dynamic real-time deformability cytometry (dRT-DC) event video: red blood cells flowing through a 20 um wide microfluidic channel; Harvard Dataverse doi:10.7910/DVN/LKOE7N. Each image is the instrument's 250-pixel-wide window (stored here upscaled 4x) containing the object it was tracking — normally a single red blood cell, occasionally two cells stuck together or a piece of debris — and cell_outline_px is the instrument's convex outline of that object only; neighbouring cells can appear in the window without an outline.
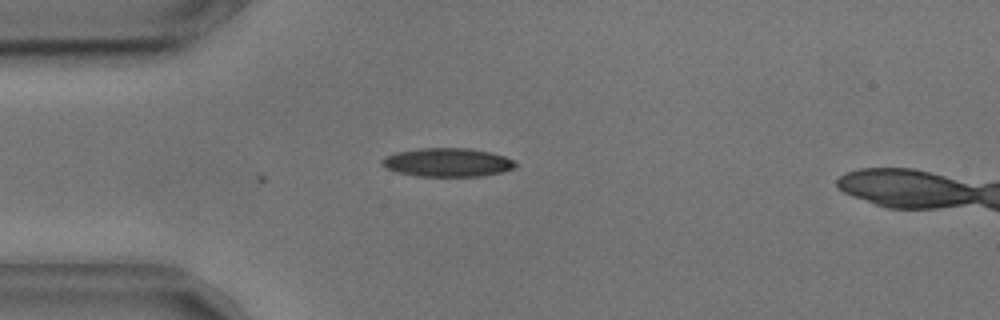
{"species": "common noctule bat (a hibernating species)", "species_latin": "Nyctalus noctula", "temperature_condition": "cold", "stored_images_in_passage": 9, "camera_frame_rate_fps": 3000, "um_per_image_px": 0.085, "animal": {"sex": "male", "body_mass_g": 17.9, "forearm_length_mm": 54.2}, "frame": {"image": 1, "passage_image": 9, "time_ms": 2.667, "image_size_px": [1000, 320], "cell_outline_px": [[516, 168], [500, 172], [480, 176], [416, 176], [396, 172], [380, 164], [380, 160], [384, 156], [396, 152], [420, 148], [468, 148], [488, 152], [504, 156], [512, 160], [516, 164]], "centroid_in_image_um": [37.98, 13.8], "position_along_channel_um": 47.0, "area_um2": 22.2}}